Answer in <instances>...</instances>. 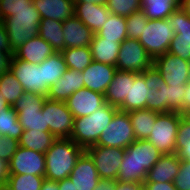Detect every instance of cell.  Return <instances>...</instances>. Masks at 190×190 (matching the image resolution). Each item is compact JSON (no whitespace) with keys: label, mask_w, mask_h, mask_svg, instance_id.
I'll use <instances>...</instances> for the list:
<instances>
[{"label":"cell","mask_w":190,"mask_h":190,"mask_svg":"<svg viewBox=\"0 0 190 190\" xmlns=\"http://www.w3.org/2000/svg\"><path fill=\"white\" fill-rule=\"evenodd\" d=\"M65 103L74 118H80L94 113L98 108L102 107L106 101L104 94L94 92L84 87L74 92Z\"/></svg>","instance_id":"obj_17"},{"label":"cell","mask_w":190,"mask_h":190,"mask_svg":"<svg viewBox=\"0 0 190 190\" xmlns=\"http://www.w3.org/2000/svg\"><path fill=\"white\" fill-rule=\"evenodd\" d=\"M135 72L119 71L114 74L104 96L105 101L115 107H119L125 100H129L130 80Z\"/></svg>","instance_id":"obj_27"},{"label":"cell","mask_w":190,"mask_h":190,"mask_svg":"<svg viewBox=\"0 0 190 190\" xmlns=\"http://www.w3.org/2000/svg\"><path fill=\"white\" fill-rule=\"evenodd\" d=\"M10 71L23 86L25 92L47 96L49 88L45 85L44 65L33 64L12 57Z\"/></svg>","instance_id":"obj_9"},{"label":"cell","mask_w":190,"mask_h":190,"mask_svg":"<svg viewBox=\"0 0 190 190\" xmlns=\"http://www.w3.org/2000/svg\"><path fill=\"white\" fill-rule=\"evenodd\" d=\"M190 110V81L186 84L184 96V112Z\"/></svg>","instance_id":"obj_54"},{"label":"cell","mask_w":190,"mask_h":190,"mask_svg":"<svg viewBox=\"0 0 190 190\" xmlns=\"http://www.w3.org/2000/svg\"><path fill=\"white\" fill-rule=\"evenodd\" d=\"M173 183L177 190H190V162L181 160L179 173Z\"/></svg>","instance_id":"obj_43"},{"label":"cell","mask_w":190,"mask_h":190,"mask_svg":"<svg viewBox=\"0 0 190 190\" xmlns=\"http://www.w3.org/2000/svg\"><path fill=\"white\" fill-rule=\"evenodd\" d=\"M96 34L105 40L122 43L127 38L126 17L111 13L107 22Z\"/></svg>","instance_id":"obj_33"},{"label":"cell","mask_w":190,"mask_h":190,"mask_svg":"<svg viewBox=\"0 0 190 190\" xmlns=\"http://www.w3.org/2000/svg\"><path fill=\"white\" fill-rule=\"evenodd\" d=\"M153 65L169 86L186 85L190 81V61L166 52L153 59Z\"/></svg>","instance_id":"obj_15"},{"label":"cell","mask_w":190,"mask_h":190,"mask_svg":"<svg viewBox=\"0 0 190 190\" xmlns=\"http://www.w3.org/2000/svg\"><path fill=\"white\" fill-rule=\"evenodd\" d=\"M181 8L190 15V0H182Z\"/></svg>","instance_id":"obj_56"},{"label":"cell","mask_w":190,"mask_h":190,"mask_svg":"<svg viewBox=\"0 0 190 190\" xmlns=\"http://www.w3.org/2000/svg\"><path fill=\"white\" fill-rule=\"evenodd\" d=\"M75 3H93L99 5H106L107 0H74Z\"/></svg>","instance_id":"obj_55"},{"label":"cell","mask_w":190,"mask_h":190,"mask_svg":"<svg viewBox=\"0 0 190 190\" xmlns=\"http://www.w3.org/2000/svg\"><path fill=\"white\" fill-rule=\"evenodd\" d=\"M41 190H59L58 181L44 179Z\"/></svg>","instance_id":"obj_52"},{"label":"cell","mask_w":190,"mask_h":190,"mask_svg":"<svg viewBox=\"0 0 190 190\" xmlns=\"http://www.w3.org/2000/svg\"><path fill=\"white\" fill-rule=\"evenodd\" d=\"M2 21L9 38L12 52L26 41L39 35L38 28L41 22V16L33 4L31 5V9L16 11L14 12V16H10Z\"/></svg>","instance_id":"obj_4"},{"label":"cell","mask_w":190,"mask_h":190,"mask_svg":"<svg viewBox=\"0 0 190 190\" xmlns=\"http://www.w3.org/2000/svg\"><path fill=\"white\" fill-rule=\"evenodd\" d=\"M174 36L175 32L169 27L167 19H149L138 41L152 59H155L168 51L170 42Z\"/></svg>","instance_id":"obj_7"},{"label":"cell","mask_w":190,"mask_h":190,"mask_svg":"<svg viewBox=\"0 0 190 190\" xmlns=\"http://www.w3.org/2000/svg\"><path fill=\"white\" fill-rule=\"evenodd\" d=\"M186 85L161 83L159 90L151 89L150 101L146 104V109L159 113L179 112L184 113V96Z\"/></svg>","instance_id":"obj_11"},{"label":"cell","mask_w":190,"mask_h":190,"mask_svg":"<svg viewBox=\"0 0 190 190\" xmlns=\"http://www.w3.org/2000/svg\"><path fill=\"white\" fill-rule=\"evenodd\" d=\"M121 47V42L116 40H105L94 33L90 44L92 58L94 61L116 67V62Z\"/></svg>","instance_id":"obj_28"},{"label":"cell","mask_w":190,"mask_h":190,"mask_svg":"<svg viewBox=\"0 0 190 190\" xmlns=\"http://www.w3.org/2000/svg\"><path fill=\"white\" fill-rule=\"evenodd\" d=\"M8 107H10V105L3 98V94L0 93V111L7 109Z\"/></svg>","instance_id":"obj_57"},{"label":"cell","mask_w":190,"mask_h":190,"mask_svg":"<svg viewBox=\"0 0 190 190\" xmlns=\"http://www.w3.org/2000/svg\"><path fill=\"white\" fill-rule=\"evenodd\" d=\"M0 51L12 52L3 21L0 20Z\"/></svg>","instance_id":"obj_47"},{"label":"cell","mask_w":190,"mask_h":190,"mask_svg":"<svg viewBox=\"0 0 190 190\" xmlns=\"http://www.w3.org/2000/svg\"><path fill=\"white\" fill-rule=\"evenodd\" d=\"M44 65L45 85L50 88L67 70L65 59L61 52H55L45 59Z\"/></svg>","instance_id":"obj_35"},{"label":"cell","mask_w":190,"mask_h":190,"mask_svg":"<svg viewBox=\"0 0 190 190\" xmlns=\"http://www.w3.org/2000/svg\"><path fill=\"white\" fill-rule=\"evenodd\" d=\"M58 186L59 190H76L74 184L69 177L58 181Z\"/></svg>","instance_id":"obj_53"},{"label":"cell","mask_w":190,"mask_h":190,"mask_svg":"<svg viewBox=\"0 0 190 190\" xmlns=\"http://www.w3.org/2000/svg\"><path fill=\"white\" fill-rule=\"evenodd\" d=\"M148 18L144 11L138 10L126 17L127 38L138 40L142 34V30L148 23Z\"/></svg>","instance_id":"obj_40"},{"label":"cell","mask_w":190,"mask_h":190,"mask_svg":"<svg viewBox=\"0 0 190 190\" xmlns=\"http://www.w3.org/2000/svg\"><path fill=\"white\" fill-rule=\"evenodd\" d=\"M22 133L23 128L14 108L10 106L0 111V135L19 140Z\"/></svg>","instance_id":"obj_36"},{"label":"cell","mask_w":190,"mask_h":190,"mask_svg":"<svg viewBox=\"0 0 190 190\" xmlns=\"http://www.w3.org/2000/svg\"><path fill=\"white\" fill-rule=\"evenodd\" d=\"M69 178L76 190H93L97 186L100 177L93 159L86 151L78 158Z\"/></svg>","instance_id":"obj_18"},{"label":"cell","mask_w":190,"mask_h":190,"mask_svg":"<svg viewBox=\"0 0 190 190\" xmlns=\"http://www.w3.org/2000/svg\"><path fill=\"white\" fill-rule=\"evenodd\" d=\"M182 117V114L179 112L159 113L157 115L153 130L147 140L162 155L175 153L177 129Z\"/></svg>","instance_id":"obj_6"},{"label":"cell","mask_w":190,"mask_h":190,"mask_svg":"<svg viewBox=\"0 0 190 190\" xmlns=\"http://www.w3.org/2000/svg\"><path fill=\"white\" fill-rule=\"evenodd\" d=\"M42 113H45L46 127L57 138H70L73 132L74 116L63 101L46 97Z\"/></svg>","instance_id":"obj_10"},{"label":"cell","mask_w":190,"mask_h":190,"mask_svg":"<svg viewBox=\"0 0 190 190\" xmlns=\"http://www.w3.org/2000/svg\"><path fill=\"white\" fill-rule=\"evenodd\" d=\"M150 92L144 81V71L136 73L130 80L129 100H125L118 109L124 112L145 109L150 101Z\"/></svg>","instance_id":"obj_26"},{"label":"cell","mask_w":190,"mask_h":190,"mask_svg":"<svg viewBox=\"0 0 190 190\" xmlns=\"http://www.w3.org/2000/svg\"><path fill=\"white\" fill-rule=\"evenodd\" d=\"M84 88V76L81 71L67 69L63 76L50 88L47 98L65 102L74 92Z\"/></svg>","instance_id":"obj_20"},{"label":"cell","mask_w":190,"mask_h":190,"mask_svg":"<svg viewBox=\"0 0 190 190\" xmlns=\"http://www.w3.org/2000/svg\"><path fill=\"white\" fill-rule=\"evenodd\" d=\"M66 48L90 47L94 33L75 15L62 23Z\"/></svg>","instance_id":"obj_21"},{"label":"cell","mask_w":190,"mask_h":190,"mask_svg":"<svg viewBox=\"0 0 190 190\" xmlns=\"http://www.w3.org/2000/svg\"><path fill=\"white\" fill-rule=\"evenodd\" d=\"M152 65V57L138 40L126 38L121 43L116 62L117 70L142 73Z\"/></svg>","instance_id":"obj_12"},{"label":"cell","mask_w":190,"mask_h":190,"mask_svg":"<svg viewBox=\"0 0 190 190\" xmlns=\"http://www.w3.org/2000/svg\"><path fill=\"white\" fill-rule=\"evenodd\" d=\"M146 190H177L173 182L164 183H143Z\"/></svg>","instance_id":"obj_48"},{"label":"cell","mask_w":190,"mask_h":190,"mask_svg":"<svg viewBox=\"0 0 190 190\" xmlns=\"http://www.w3.org/2000/svg\"><path fill=\"white\" fill-rule=\"evenodd\" d=\"M116 180L101 179L93 190H115Z\"/></svg>","instance_id":"obj_50"},{"label":"cell","mask_w":190,"mask_h":190,"mask_svg":"<svg viewBox=\"0 0 190 190\" xmlns=\"http://www.w3.org/2000/svg\"><path fill=\"white\" fill-rule=\"evenodd\" d=\"M9 163V174L45 176V154L18 147Z\"/></svg>","instance_id":"obj_16"},{"label":"cell","mask_w":190,"mask_h":190,"mask_svg":"<svg viewBox=\"0 0 190 190\" xmlns=\"http://www.w3.org/2000/svg\"><path fill=\"white\" fill-rule=\"evenodd\" d=\"M61 21L41 19L39 24V36L48 42L56 52L65 49V39Z\"/></svg>","instance_id":"obj_30"},{"label":"cell","mask_w":190,"mask_h":190,"mask_svg":"<svg viewBox=\"0 0 190 190\" xmlns=\"http://www.w3.org/2000/svg\"><path fill=\"white\" fill-rule=\"evenodd\" d=\"M181 160L177 154H164L156 164L147 172V177L143 183H164L174 182L179 173Z\"/></svg>","instance_id":"obj_23"},{"label":"cell","mask_w":190,"mask_h":190,"mask_svg":"<svg viewBox=\"0 0 190 190\" xmlns=\"http://www.w3.org/2000/svg\"><path fill=\"white\" fill-rule=\"evenodd\" d=\"M161 156L160 151L147 139L134 141L125 149L116 180L143 183L147 172Z\"/></svg>","instance_id":"obj_1"},{"label":"cell","mask_w":190,"mask_h":190,"mask_svg":"<svg viewBox=\"0 0 190 190\" xmlns=\"http://www.w3.org/2000/svg\"><path fill=\"white\" fill-rule=\"evenodd\" d=\"M106 7L112 14L127 17L141 10V0H107Z\"/></svg>","instance_id":"obj_41"},{"label":"cell","mask_w":190,"mask_h":190,"mask_svg":"<svg viewBox=\"0 0 190 190\" xmlns=\"http://www.w3.org/2000/svg\"><path fill=\"white\" fill-rule=\"evenodd\" d=\"M18 147V140L0 135V159L9 162Z\"/></svg>","instance_id":"obj_44"},{"label":"cell","mask_w":190,"mask_h":190,"mask_svg":"<svg viewBox=\"0 0 190 190\" xmlns=\"http://www.w3.org/2000/svg\"><path fill=\"white\" fill-rule=\"evenodd\" d=\"M46 96L31 92H24L12 106L17 112L20 125L25 130H37L50 132L46 127L45 113H42V106Z\"/></svg>","instance_id":"obj_5"},{"label":"cell","mask_w":190,"mask_h":190,"mask_svg":"<svg viewBox=\"0 0 190 190\" xmlns=\"http://www.w3.org/2000/svg\"><path fill=\"white\" fill-rule=\"evenodd\" d=\"M56 137L50 132L25 130L18 140L19 146L45 154Z\"/></svg>","instance_id":"obj_31"},{"label":"cell","mask_w":190,"mask_h":190,"mask_svg":"<svg viewBox=\"0 0 190 190\" xmlns=\"http://www.w3.org/2000/svg\"><path fill=\"white\" fill-rule=\"evenodd\" d=\"M85 151L93 159L98 176L101 179H117L125 149L94 145Z\"/></svg>","instance_id":"obj_14"},{"label":"cell","mask_w":190,"mask_h":190,"mask_svg":"<svg viewBox=\"0 0 190 190\" xmlns=\"http://www.w3.org/2000/svg\"><path fill=\"white\" fill-rule=\"evenodd\" d=\"M136 141L128 112L118 110L102 131L96 145L126 149Z\"/></svg>","instance_id":"obj_8"},{"label":"cell","mask_w":190,"mask_h":190,"mask_svg":"<svg viewBox=\"0 0 190 190\" xmlns=\"http://www.w3.org/2000/svg\"><path fill=\"white\" fill-rule=\"evenodd\" d=\"M167 22L175 32L167 52L190 61V15L179 7L167 17Z\"/></svg>","instance_id":"obj_13"},{"label":"cell","mask_w":190,"mask_h":190,"mask_svg":"<svg viewBox=\"0 0 190 190\" xmlns=\"http://www.w3.org/2000/svg\"><path fill=\"white\" fill-rule=\"evenodd\" d=\"M159 112L140 109L128 112L136 140L148 139Z\"/></svg>","instance_id":"obj_29"},{"label":"cell","mask_w":190,"mask_h":190,"mask_svg":"<svg viewBox=\"0 0 190 190\" xmlns=\"http://www.w3.org/2000/svg\"><path fill=\"white\" fill-rule=\"evenodd\" d=\"M181 4L182 0H141V9L148 19L159 20L167 19Z\"/></svg>","instance_id":"obj_32"},{"label":"cell","mask_w":190,"mask_h":190,"mask_svg":"<svg viewBox=\"0 0 190 190\" xmlns=\"http://www.w3.org/2000/svg\"><path fill=\"white\" fill-rule=\"evenodd\" d=\"M55 52L53 47L38 35L23 43L13 55L29 63L41 64Z\"/></svg>","instance_id":"obj_22"},{"label":"cell","mask_w":190,"mask_h":190,"mask_svg":"<svg viewBox=\"0 0 190 190\" xmlns=\"http://www.w3.org/2000/svg\"><path fill=\"white\" fill-rule=\"evenodd\" d=\"M143 183L138 182H119L116 180L115 190H141Z\"/></svg>","instance_id":"obj_49"},{"label":"cell","mask_w":190,"mask_h":190,"mask_svg":"<svg viewBox=\"0 0 190 190\" xmlns=\"http://www.w3.org/2000/svg\"><path fill=\"white\" fill-rule=\"evenodd\" d=\"M9 176V163L0 159V185L7 182Z\"/></svg>","instance_id":"obj_51"},{"label":"cell","mask_w":190,"mask_h":190,"mask_svg":"<svg viewBox=\"0 0 190 190\" xmlns=\"http://www.w3.org/2000/svg\"><path fill=\"white\" fill-rule=\"evenodd\" d=\"M116 71L117 68L115 66L93 60L92 63L82 71L84 87L94 92L105 94Z\"/></svg>","instance_id":"obj_19"},{"label":"cell","mask_w":190,"mask_h":190,"mask_svg":"<svg viewBox=\"0 0 190 190\" xmlns=\"http://www.w3.org/2000/svg\"><path fill=\"white\" fill-rule=\"evenodd\" d=\"M41 19L65 21L75 14L74 0H32Z\"/></svg>","instance_id":"obj_24"},{"label":"cell","mask_w":190,"mask_h":190,"mask_svg":"<svg viewBox=\"0 0 190 190\" xmlns=\"http://www.w3.org/2000/svg\"><path fill=\"white\" fill-rule=\"evenodd\" d=\"M175 153L180 160L190 162V123L183 117L177 129Z\"/></svg>","instance_id":"obj_38"},{"label":"cell","mask_w":190,"mask_h":190,"mask_svg":"<svg viewBox=\"0 0 190 190\" xmlns=\"http://www.w3.org/2000/svg\"><path fill=\"white\" fill-rule=\"evenodd\" d=\"M67 69L83 71L93 61L90 47L66 48L62 52Z\"/></svg>","instance_id":"obj_34"},{"label":"cell","mask_w":190,"mask_h":190,"mask_svg":"<svg viewBox=\"0 0 190 190\" xmlns=\"http://www.w3.org/2000/svg\"><path fill=\"white\" fill-rule=\"evenodd\" d=\"M32 0H0V20L14 16V12L21 9H31Z\"/></svg>","instance_id":"obj_42"},{"label":"cell","mask_w":190,"mask_h":190,"mask_svg":"<svg viewBox=\"0 0 190 190\" xmlns=\"http://www.w3.org/2000/svg\"><path fill=\"white\" fill-rule=\"evenodd\" d=\"M24 92L23 86L11 71H7L0 76V93L3 94V98L10 106H13Z\"/></svg>","instance_id":"obj_37"},{"label":"cell","mask_w":190,"mask_h":190,"mask_svg":"<svg viewBox=\"0 0 190 190\" xmlns=\"http://www.w3.org/2000/svg\"><path fill=\"white\" fill-rule=\"evenodd\" d=\"M119 109L107 102L94 113L74 118L73 132L70 139L86 150L96 145L102 131L110 124L113 116Z\"/></svg>","instance_id":"obj_3"},{"label":"cell","mask_w":190,"mask_h":190,"mask_svg":"<svg viewBox=\"0 0 190 190\" xmlns=\"http://www.w3.org/2000/svg\"><path fill=\"white\" fill-rule=\"evenodd\" d=\"M13 52L0 51V76L10 71Z\"/></svg>","instance_id":"obj_46"},{"label":"cell","mask_w":190,"mask_h":190,"mask_svg":"<svg viewBox=\"0 0 190 190\" xmlns=\"http://www.w3.org/2000/svg\"><path fill=\"white\" fill-rule=\"evenodd\" d=\"M111 12L106 5L75 3V16L93 33H97L107 22Z\"/></svg>","instance_id":"obj_25"},{"label":"cell","mask_w":190,"mask_h":190,"mask_svg":"<svg viewBox=\"0 0 190 190\" xmlns=\"http://www.w3.org/2000/svg\"><path fill=\"white\" fill-rule=\"evenodd\" d=\"M0 190H12L7 183L0 185Z\"/></svg>","instance_id":"obj_59"},{"label":"cell","mask_w":190,"mask_h":190,"mask_svg":"<svg viewBox=\"0 0 190 190\" xmlns=\"http://www.w3.org/2000/svg\"><path fill=\"white\" fill-rule=\"evenodd\" d=\"M44 176L9 174L7 184L12 190H41Z\"/></svg>","instance_id":"obj_39"},{"label":"cell","mask_w":190,"mask_h":190,"mask_svg":"<svg viewBox=\"0 0 190 190\" xmlns=\"http://www.w3.org/2000/svg\"><path fill=\"white\" fill-rule=\"evenodd\" d=\"M85 150L70 138H57L45 153V178L60 181L68 178Z\"/></svg>","instance_id":"obj_2"},{"label":"cell","mask_w":190,"mask_h":190,"mask_svg":"<svg viewBox=\"0 0 190 190\" xmlns=\"http://www.w3.org/2000/svg\"><path fill=\"white\" fill-rule=\"evenodd\" d=\"M183 118L185 120H187L189 123H190V110L188 111H185L183 114H182Z\"/></svg>","instance_id":"obj_58"},{"label":"cell","mask_w":190,"mask_h":190,"mask_svg":"<svg viewBox=\"0 0 190 190\" xmlns=\"http://www.w3.org/2000/svg\"><path fill=\"white\" fill-rule=\"evenodd\" d=\"M144 81L149 89L159 90L164 79L156 67L152 65L144 71Z\"/></svg>","instance_id":"obj_45"}]
</instances>
